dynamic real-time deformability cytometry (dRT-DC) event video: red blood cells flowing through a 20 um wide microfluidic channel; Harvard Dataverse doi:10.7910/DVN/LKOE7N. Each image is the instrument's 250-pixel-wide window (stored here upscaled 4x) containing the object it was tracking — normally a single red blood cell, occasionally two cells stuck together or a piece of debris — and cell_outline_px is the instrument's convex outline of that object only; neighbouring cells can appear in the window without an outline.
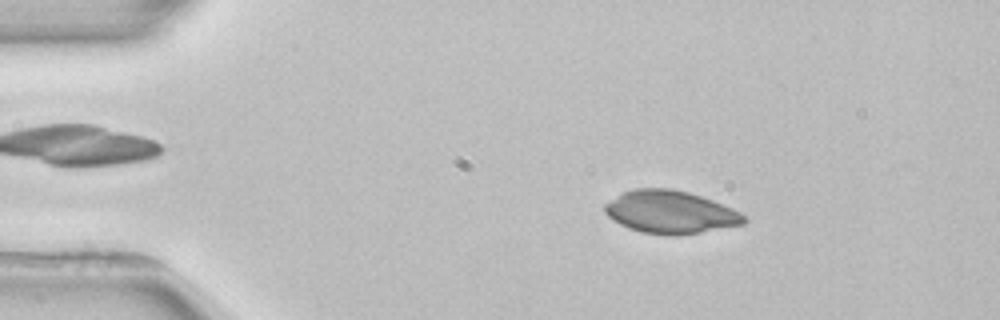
{"species": "common noctule bat (a hibernating species)", "species_latin": "Nyctalus noctula", "temperature_condition": "room temperature", "stored_images_in_passage": 4, "camera_frame_rate_fps": 3000, "um_per_image_px": 0.085, "animal": {"sex": "female", "body_mass_g": 22.7, "forearm_length_mm": 54.2}, "frame": {"image": 1, "passage_image": 2, "time_ms": 1.333, "image_size_px": [1000, 320], "cell_outline_px": [[748, 220], [744, 224], [700, 232], [676, 236], [668, 236], [640, 232], [628, 228], [612, 220], [604, 212], [604, 204], [620, 192], [636, 188], [672, 188], [688, 192], [712, 200], [732, 208], [740, 212]], "centroid_in_image_um": [56.94, 18.03], "position_along_channel_um": 28.1, "area_um2": 34.97}}